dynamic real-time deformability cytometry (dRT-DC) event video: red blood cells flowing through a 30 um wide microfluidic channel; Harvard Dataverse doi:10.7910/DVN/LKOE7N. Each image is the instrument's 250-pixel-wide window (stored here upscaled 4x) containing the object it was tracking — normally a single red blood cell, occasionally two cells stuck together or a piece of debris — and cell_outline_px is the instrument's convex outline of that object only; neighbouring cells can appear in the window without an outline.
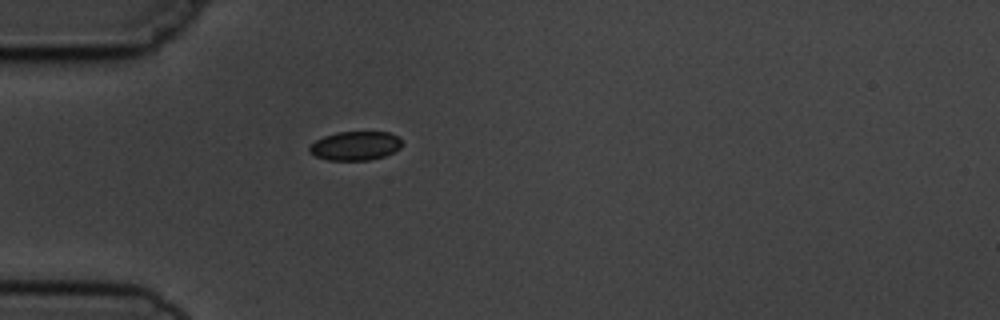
{"species": "common noctule bat (a hibernating species)", "species_latin": "Nyctalus noctula", "temperature_condition": "cold", "stored_images_in_passage": 1, "camera_frame_rate_fps": 3000, "um_per_image_px": 0.085, "animal": {"sex": "male", "body_mass_g": 19.5, "forearm_length_mm": 54.6}, "frame": {"image": 1, "passage_image": 1, "time_ms": 0.0, "image_size_px": [1000, 320], "cell_outline_px": [[404, 144], [400, 148], [384, 156], [368, 160], [328, 160], [316, 156], [308, 152], [308, 148], [316, 140], [324, 136], [336, 132], [388, 132], [400, 136]], "centroid_in_image_um": [30.23, 12.38], "position_along_channel_um": 54.8, "area_um2": 15.72}}